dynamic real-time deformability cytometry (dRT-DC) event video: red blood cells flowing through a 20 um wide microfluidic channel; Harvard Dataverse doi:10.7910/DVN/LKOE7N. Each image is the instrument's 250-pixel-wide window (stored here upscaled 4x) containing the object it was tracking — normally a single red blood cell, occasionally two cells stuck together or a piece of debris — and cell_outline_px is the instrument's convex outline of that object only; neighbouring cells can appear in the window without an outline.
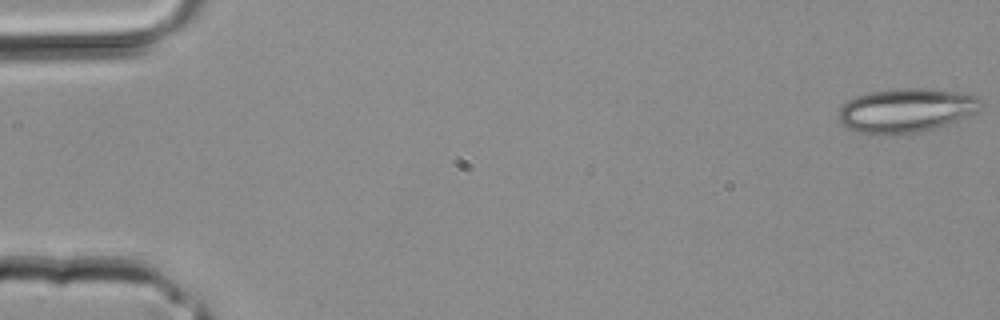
{"species": "common noctule bat (a hibernating species)", "species_latin": "Nyctalus noctula", "temperature_condition": "room temperature", "stored_images_in_passage": 3, "camera_frame_rate_fps": 3000, "um_per_image_px": 0.085, "animal": {"sex": "male", "body_mass_g": 20.4}, "frame": {"image": 1, "passage_image": 1, "time_ms": 0.0, "image_size_px": [1000, 320], "cell_outline_px": [[984, 104], [976, 112], [936, 128], [920, 132], [884, 136], [876, 136], [860, 132], [848, 128], [840, 120], [840, 108], [848, 100], [856, 96], [868, 92], [896, 88], [928, 88], [956, 92], [980, 96]], "centroid_in_image_um": [77.04, 9.38], "position_along_channel_um": 8.0, "area_um2": 36.82}}